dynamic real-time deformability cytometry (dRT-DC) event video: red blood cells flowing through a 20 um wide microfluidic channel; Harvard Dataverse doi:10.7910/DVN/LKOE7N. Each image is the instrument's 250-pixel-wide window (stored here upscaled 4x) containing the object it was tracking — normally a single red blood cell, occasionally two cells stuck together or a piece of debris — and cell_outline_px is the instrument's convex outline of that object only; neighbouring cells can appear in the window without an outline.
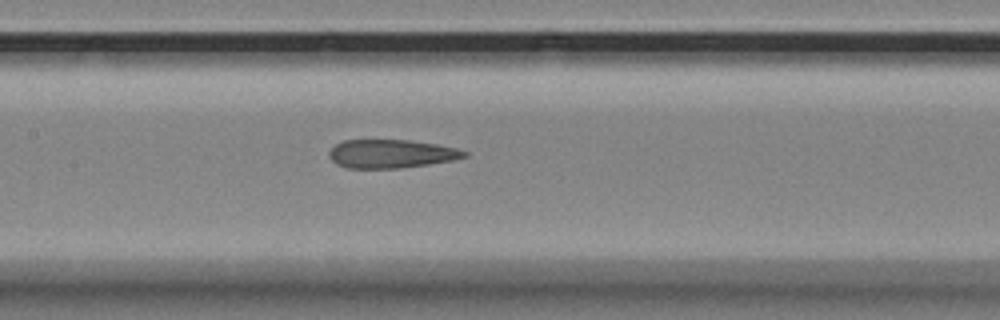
{"species": "Egyptian fruit bat (a non-hibernating species)", "species_latin": "Rousettus aegyptiacus", "temperature_condition": "room temperature", "stored_images_in_passage": 8, "camera_frame_rate_fps": 3000, "um_per_image_px": 0.085, "animal": {"sex": "female"}, "frame": {"image": 1, "passage_image": 8, "time_ms": 2.333, "image_size_px": [1000, 320], "cell_outline_px": [[468, 156], [452, 160], [428, 164], [400, 168], [348, 168], [336, 164], [328, 156], [328, 152], [336, 144], [344, 140], [408, 140], [436, 144], [456, 148], [468, 152]], "centroid_in_image_um": [33.23, 13.07], "position_along_channel_um": 174.2, "area_um2": 22.37}}